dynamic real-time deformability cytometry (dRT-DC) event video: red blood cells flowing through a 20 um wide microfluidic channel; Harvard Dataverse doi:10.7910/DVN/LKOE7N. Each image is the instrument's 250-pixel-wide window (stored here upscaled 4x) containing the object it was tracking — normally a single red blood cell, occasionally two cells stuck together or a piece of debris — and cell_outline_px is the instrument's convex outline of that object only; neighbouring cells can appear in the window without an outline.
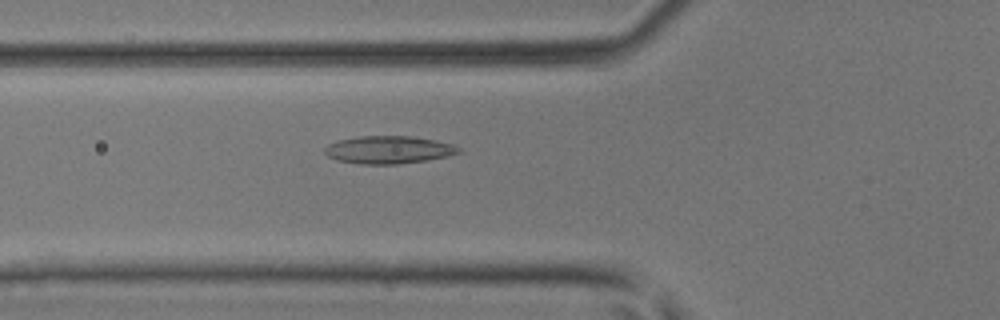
{"species": "common noctule bat (a hibernating species)", "species_latin": "Nyctalus noctula", "temperature_condition": "room temperature", "stored_images_in_passage": 49, "camera_frame_rate_fps": 3000, "um_per_image_px": 0.085, "animal": {"sex": "male", "body_mass_g": 17.9, "forearm_length_mm": 54.2}, "frame": {"image": 1, "passage_image": 18, "time_ms": 5.667, "image_size_px": [1000, 320], "cell_outline_px": [[460, 152], [448, 156], [428, 160], [400, 164], [360, 164], [336, 160], [328, 156], [324, 152], [324, 148], [328, 144], [340, 140], [360, 136], [412, 136], [436, 140], [452, 144], [460, 148]], "centroid_in_image_um": [33.04, 12.73], "position_along_channel_um": 92.8, "area_um2": 21.68}}
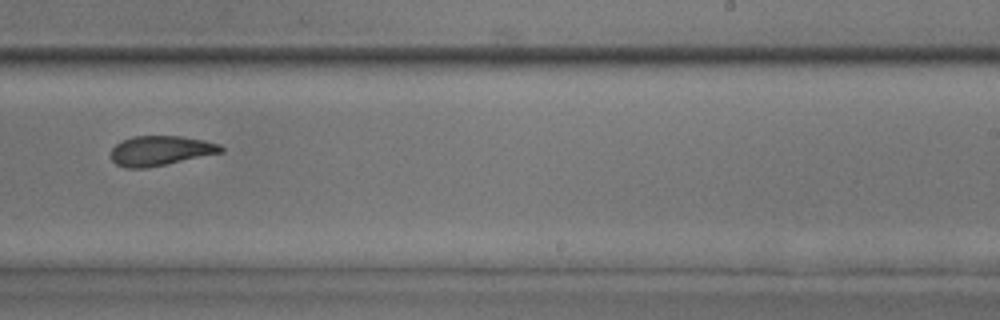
{"frame": {"image": 2, "passage_image": 31, "time_ms": 10.0, "image_size_px": [1000, 320], "cell_outline_px": [[224, 152], [168, 164], [148, 168], [124, 168], [116, 164], [112, 160], [112, 148], [120, 140], [132, 136], [180, 136], [204, 140], [220, 144], [224, 148]], "centroid_in_image_um": [13.65, 12.81], "position_along_channel_um": 275.4, "area_um2": 19.31}}
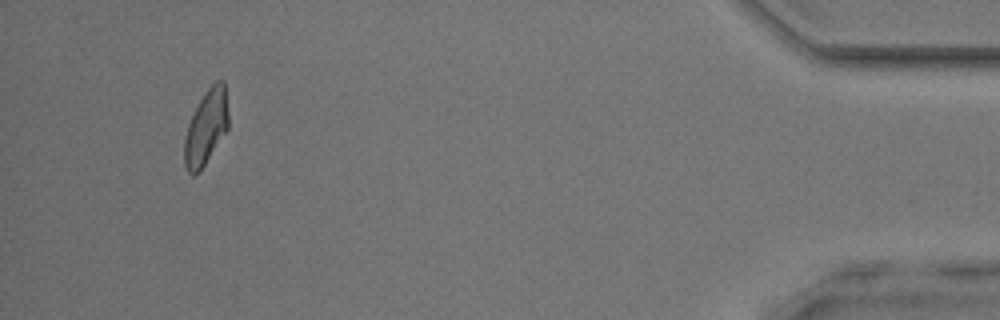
{"frame": {"image": 3, "passage_image": 46, "time_ms": 15.0, "image_size_px": [1000, 320], "cell_outline_px": [[228, 128], [200, 172], [192, 176], [188, 172], [184, 164], [184, 140], [188, 124], [204, 92], [216, 80], [224, 80], [228, 112]], "centroid_in_image_um": [17.51, 10.84], "position_along_channel_um": 417.7, "area_um2": 19.13}, "authors_computed_cell_mechanics": {"area_um2": 20.1144, "velocity_mm_per_s": 4.2204, "shape_relaxation_time_tau1_ms": 5.709, "shape_relaxation_time_tau2_ms": 1.9288, "deformation_change_tau1": 0.1346, "deformation_change_tau2": 0.0857}}